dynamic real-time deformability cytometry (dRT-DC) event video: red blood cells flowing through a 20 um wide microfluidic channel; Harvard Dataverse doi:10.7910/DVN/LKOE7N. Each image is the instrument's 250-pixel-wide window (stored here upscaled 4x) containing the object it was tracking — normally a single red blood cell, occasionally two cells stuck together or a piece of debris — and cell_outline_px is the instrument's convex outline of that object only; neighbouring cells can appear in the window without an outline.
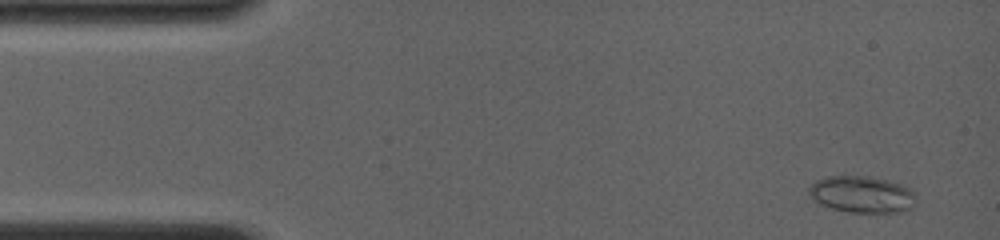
{"species": "common noctule bat (a hibernating species)", "species_latin": "Nyctalus noctula", "temperature_condition": "room temperature", "stored_images_in_passage": 7, "camera_frame_rate_fps": 4000, "um_per_image_px": 0.085, "animal": {"sex": "female", "body_mass_g": 19.0, "forearm_length_mm": 56.7}, "frame": {"image": 1, "passage_image": 2, "time_ms": 0.5, "image_size_px": [1000, 240], "cell_outline_px": [[916, 196], [912, 208], [904, 212], [848, 212], [816, 204], [808, 196], [808, 188], [816, 180], [828, 176], [868, 176], [888, 180], [900, 184], [916, 192]], "centroid_in_image_um": [73.23, 16.53], "position_along_channel_um": 11.8, "area_um2": 23.24}}